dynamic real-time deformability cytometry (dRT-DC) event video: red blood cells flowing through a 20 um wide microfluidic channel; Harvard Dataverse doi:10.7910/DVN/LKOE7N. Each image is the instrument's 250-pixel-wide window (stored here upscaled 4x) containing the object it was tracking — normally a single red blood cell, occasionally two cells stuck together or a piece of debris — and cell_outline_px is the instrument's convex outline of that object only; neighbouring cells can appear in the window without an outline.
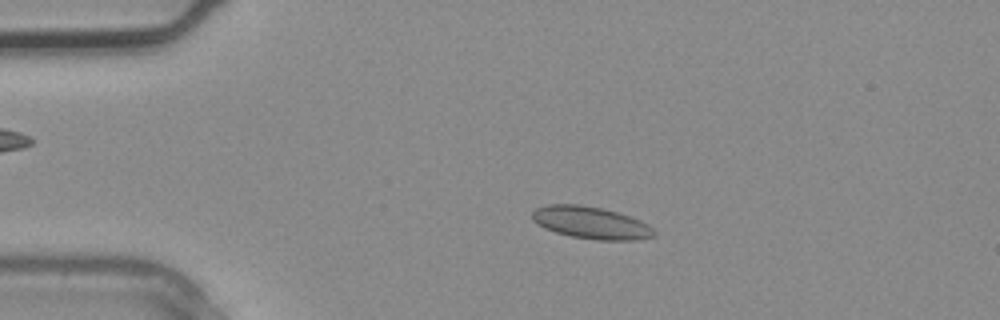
{"species": "common noctule bat (a hibernating species)", "species_latin": "Nyctalus noctula", "temperature_condition": "warm", "stored_images_in_passage": 5, "camera_frame_rate_fps": 3000, "um_per_image_px": 0.085, "animal": {"sex": "male", "body_mass_g": 20.4}, "frame": {"image": 1, "passage_image": 3, "time_ms": 0.667, "image_size_px": [1000, 320], "cell_outline_px": [[656, 236], [636, 240], [596, 240], [572, 236], [556, 232], [544, 228], [536, 224], [532, 220], [532, 212], [536, 208], [548, 204], [580, 204], [600, 208], [616, 212], [640, 220], [648, 224], [656, 232]], "centroid_in_image_um": [50.22, 18.93], "position_along_channel_um": 34.8, "area_um2": 22.89}}